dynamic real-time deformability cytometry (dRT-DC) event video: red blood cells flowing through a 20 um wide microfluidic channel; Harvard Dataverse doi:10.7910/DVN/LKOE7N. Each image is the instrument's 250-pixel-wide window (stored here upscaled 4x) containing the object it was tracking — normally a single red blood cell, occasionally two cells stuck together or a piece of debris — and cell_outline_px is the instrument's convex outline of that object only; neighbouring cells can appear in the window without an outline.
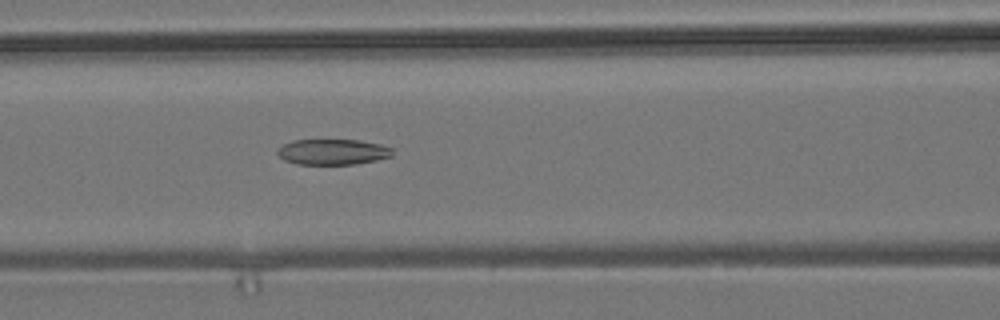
{"species": "common noctule bat (a hibernating species)", "species_latin": "Nyctalus noctula", "temperature_condition": "room temperature", "stored_images_in_passage": 54, "camera_frame_rate_fps": 3000, "um_per_image_px": 0.085, "animal": {"sex": "male", "body_mass_g": 19.2, "forearm_length_mm": 51.8}, "frame": {"image": 1, "passage_image": 23, "time_ms": 7.333, "image_size_px": [1000, 320], "cell_outline_px": [[392, 156], [376, 160], [356, 164], [296, 164], [284, 160], [276, 152], [276, 148], [292, 140], [360, 140], [380, 144], [392, 148]], "centroid_in_image_um": [28.26, 12.91], "position_along_channel_um": 138.3, "area_um2": 17.22}}
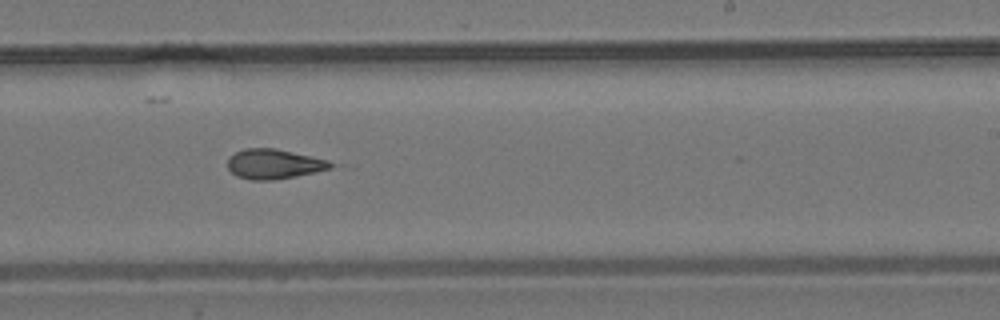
{"frame": {"image": 2, "passage_image": 33, "time_ms": 10.667, "image_size_px": [1000, 320], "cell_outline_px": [[340, 164], [332, 168], [316, 172], [296, 176], [272, 180], [252, 180], [236, 176], [228, 168], [228, 156], [244, 148], [276, 148], [312, 156], [328, 160]], "centroid_in_image_um": [23.33, 13.93], "position_along_channel_um": 265.7, "area_um2": 18.15}}
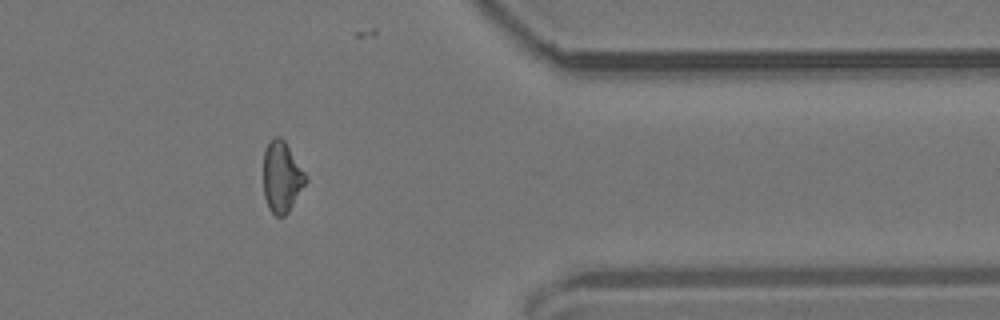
{"frame": {"image": 3, "passage_image": 44, "time_ms": 14.333, "image_size_px": [1000, 320], "cell_outline_px": [[308, 180], [288, 212], [284, 216], [276, 216], [268, 208], [264, 196], [264, 152], [272, 136], [280, 136], [284, 140], [304, 172]], "centroid_in_image_um": [23.94, 15.04], "position_along_channel_um": 387.5, "area_um2": 17.28}, "authors_computed_cell_mechanics": {"area_um2": 18.4382, "velocity_mm_per_s": 3.8364, "shape_relaxation_time_tau1_ms": null, "shape_relaxation_time_tau2_ms": 3.6916, "deformation_change_tau1": null, "deformation_change_tau2": 0.1269}}